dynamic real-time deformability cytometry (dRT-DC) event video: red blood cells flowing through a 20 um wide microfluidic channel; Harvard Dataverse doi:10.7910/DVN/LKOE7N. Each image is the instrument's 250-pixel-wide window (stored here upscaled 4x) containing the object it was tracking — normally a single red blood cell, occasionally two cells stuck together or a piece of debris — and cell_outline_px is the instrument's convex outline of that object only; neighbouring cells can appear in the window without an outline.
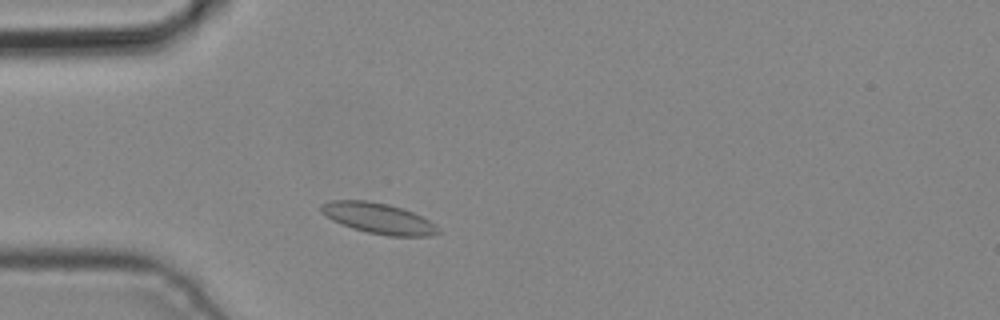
{"species": "common noctule bat (a hibernating species)", "species_latin": "Nyctalus noctula", "temperature_condition": "cold", "stored_images_in_passage": 1, "camera_frame_rate_fps": 3000, "um_per_image_px": 0.085, "animal": {"sex": "male", "body_mass_g": 19.2, "forearm_length_mm": 51.8}, "frame": {"image": 1, "passage_image": 1, "time_ms": 0.0, "image_size_px": [1000, 320], "cell_outline_px": [[440, 232], [432, 236], [388, 236], [368, 232], [352, 228], [340, 224], [324, 216], [320, 212], [320, 204], [332, 200], [368, 200], [388, 204], [412, 212], [428, 220], [440, 228]], "centroid_in_image_um": [32.12, 18.56], "position_along_channel_um": 52.9, "area_um2": 20.98}}